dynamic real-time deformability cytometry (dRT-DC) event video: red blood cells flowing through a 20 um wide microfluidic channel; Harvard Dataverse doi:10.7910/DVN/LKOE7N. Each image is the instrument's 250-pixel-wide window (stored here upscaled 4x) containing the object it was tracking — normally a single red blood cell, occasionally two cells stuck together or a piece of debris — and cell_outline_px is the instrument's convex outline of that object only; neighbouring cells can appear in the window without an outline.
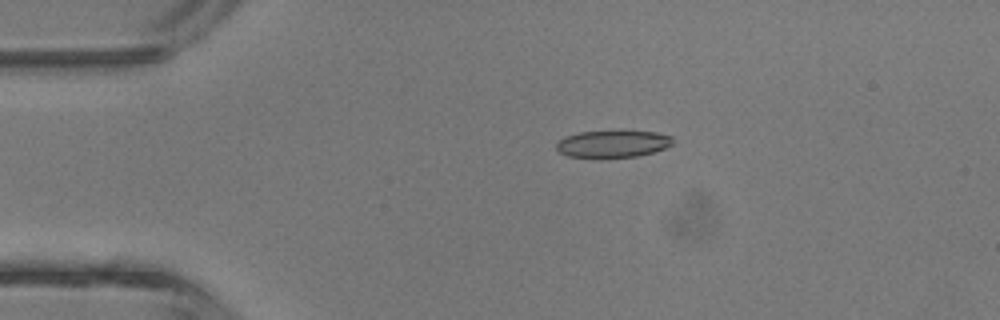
{"species": "common noctule bat (a hibernating species)", "species_latin": "Nyctalus noctula", "temperature_condition": "room temperature", "stored_images_in_passage": 3, "camera_frame_rate_fps": 3000, "um_per_image_px": 0.085, "animal": {"sex": "male", "body_mass_g": 13.3}, "frame": {"image": 1, "passage_image": 2, "time_ms": 1.0, "image_size_px": [1000, 320], "cell_outline_px": [[672, 144], [664, 148], [652, 152], [636, 156], [604, 160], [600, 160], [568, 156], [560, 152], [556, 148], [556, 140], [580, 132], [656, 132], [672, 136]], "centroid_in_image_um": [52.02, 12.28], "position_along_channel_um": 33.0, "area_um2": 18.61}}